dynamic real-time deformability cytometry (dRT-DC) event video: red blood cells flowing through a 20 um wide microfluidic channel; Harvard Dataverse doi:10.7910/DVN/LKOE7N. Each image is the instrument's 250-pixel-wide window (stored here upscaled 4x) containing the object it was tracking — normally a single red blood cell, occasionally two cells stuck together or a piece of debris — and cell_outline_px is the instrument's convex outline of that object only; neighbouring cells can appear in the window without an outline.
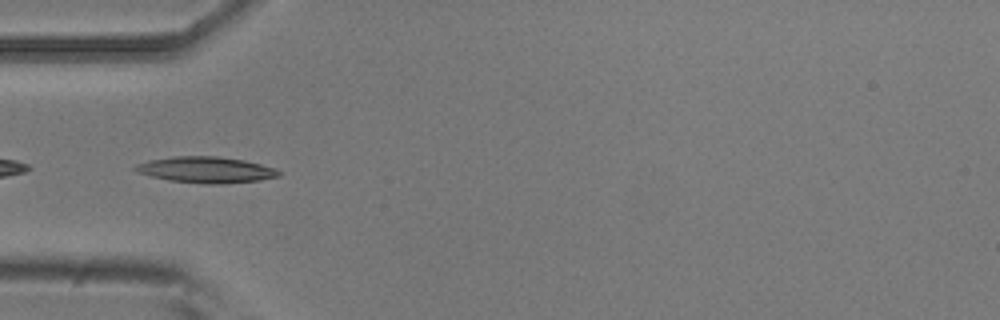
{"species": "common noctule bat (a hibernating species)", "species_latin": "Nyctalus noctula", "temperature_condition": "room temperature", "stored_images_in_passage": 4, "camera_frame_rate_fps": 3000, "um_per_image_px": 0.085, "animal": {"sex": "male", "body_mass_g": 20.5, "forearm_length_mm": 52.5}, "frame": {"image": 1, "passage_image": 4, "time_ms": 1.0, "image_size_px": [1000, 320], "cell_outline_px": [[280, 176], [260, 180], [224, 184], [204, 184], [168, 180], [136, 172], [132, 168], [136, 164], [148, 160], [172, 156], [216, 156], [244, 160], [276, 168], [280, 172]], "centroid_in_image_um": [17.49, 14.43], "position_along_channel_um": 67.5, "area_um2": 21.96}}